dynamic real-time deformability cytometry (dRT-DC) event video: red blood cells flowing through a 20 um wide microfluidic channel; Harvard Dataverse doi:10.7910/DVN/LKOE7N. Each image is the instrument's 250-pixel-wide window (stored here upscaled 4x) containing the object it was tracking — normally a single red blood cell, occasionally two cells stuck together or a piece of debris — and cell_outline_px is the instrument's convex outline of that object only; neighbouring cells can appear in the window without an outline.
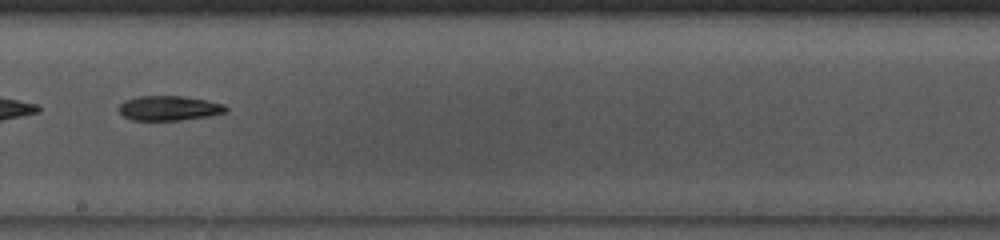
{"species": "common noctule bat (a hibernating species)", "species_latin": "Nyctalus noctula", "temperature_condition": "room temperature", "stored_images_in_passage": 48, "camera_frame_rate_fps": 3000, "um_per_image_px": 0.085, "animal": {"sex": "male", "body_mass_g": 13.0, "forearm_length_mm": 53.1}, "frame": {"image": 1, "passage_image": 28, "time_ms": 9.0, "image_size_px": [1000, 240], "cell_outline_px": [[228, 108], [224, 112], [208, 116], [180, 120], [132, 120], [124, 116], [120, 112], [120, 104], [124, 100], [136, 96], [184, 96], [208, 100], [224, 104]], "centroid_in_image_um": [14.36, 9.18], "position_along_channel_um": 233.8, "area_um2": 15.37}}